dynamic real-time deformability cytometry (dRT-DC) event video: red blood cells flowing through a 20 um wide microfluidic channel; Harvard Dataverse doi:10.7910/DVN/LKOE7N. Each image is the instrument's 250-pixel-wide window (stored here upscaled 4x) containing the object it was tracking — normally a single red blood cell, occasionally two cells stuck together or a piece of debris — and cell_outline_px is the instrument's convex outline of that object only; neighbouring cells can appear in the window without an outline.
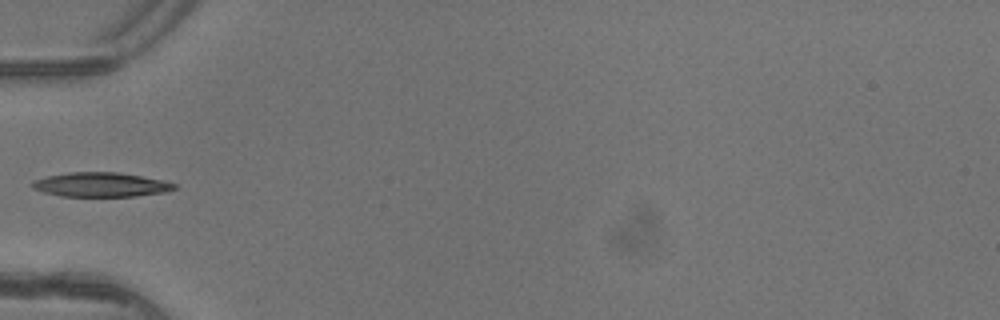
{"species": "common noctule bat (a hibernating species)", "species_latin": "Nyctalus noctula", "temperature_condition": "warm", "stored_images_in_passage": 6, "camera_frame_rate_fps": 3000, "um_per_image_px": 0.085, "animal": {"sex": "female"}, "frame": {"image": 1, "passage_image": 6, "time_ms": 1.667, "image_size_px": [1000, 320], "cell_outline_px": [[176, 188], [168, 192], [136, 196], [60, 196], [44, 192], [32, 188], [32, 184], [36, 180], [48, 176], [68, 172], [116, 172], [164, 180], [176, 184]], "centroid_in_image_um": [8.62, 15.7], "position_along_channel_um": 76.4, "area_um2": 20.06}}